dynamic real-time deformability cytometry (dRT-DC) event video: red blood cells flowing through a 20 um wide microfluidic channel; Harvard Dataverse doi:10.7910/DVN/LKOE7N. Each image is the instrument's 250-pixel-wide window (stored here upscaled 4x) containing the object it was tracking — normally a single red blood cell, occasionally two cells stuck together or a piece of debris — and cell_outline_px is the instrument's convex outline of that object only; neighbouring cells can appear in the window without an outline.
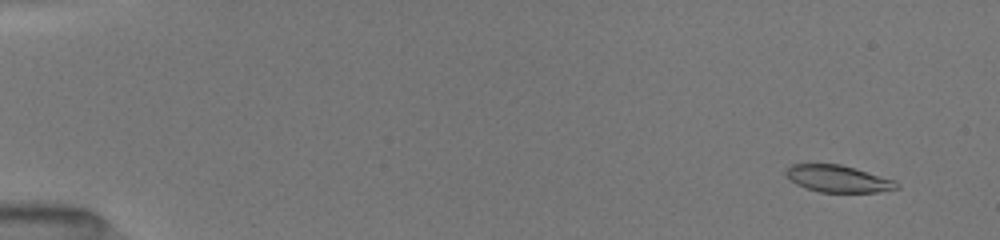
{"species": "common noctule bat (a hibernating species)", "species_latin": "Nyctalus noctula", "temperature_condition": "room temperature", "stored_images_in_passage": 52, "camera_frame_rate_fps": 3000, "um_per_image_px": 0.085, "animal": {"sex": "female", "body_mass_g": 19.5, "forearm_length_mm": 54.1}, "frame": {"image": 1, "passage_image": 4, "time_ms": 1.0, "image_size_px": [1000, 240], "cell_outline_px": [[900, 188], [876, 192], [820, 192], [796, 184], [784, 172], [792, 164], [840, 164], [896, 180], [900, 184]], "centroid_in_image_um": [71.29, 15.19], "position_along_channel_um": 13.7, "area_um2": 17.22}}
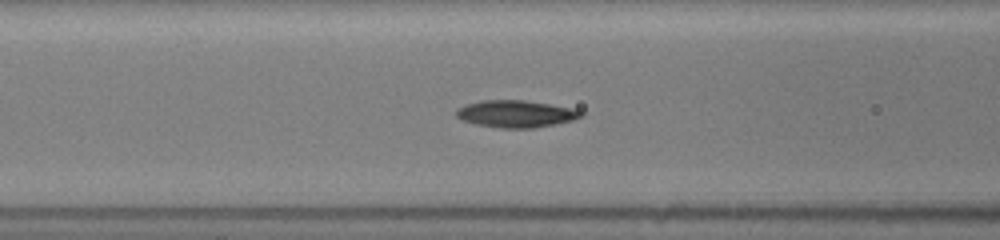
{"frame": {"image": 2, "passage_image": 23, "time_ms": 7.333, "image_size_px": [1000, 240], "cell_outline_px": [[584, 116], [572, 120], [556, 124], [532, 128], [500, 128], [476, 124], [464, 120], [456, 116], [456, 108], [464, 104], [480, 100], [524, 100], [572, 108], [584, 112]], "centroid_in_image_um": [43.83, 9.67], "position_along_channel_um": 122.8, "area_um2": 19.71}}
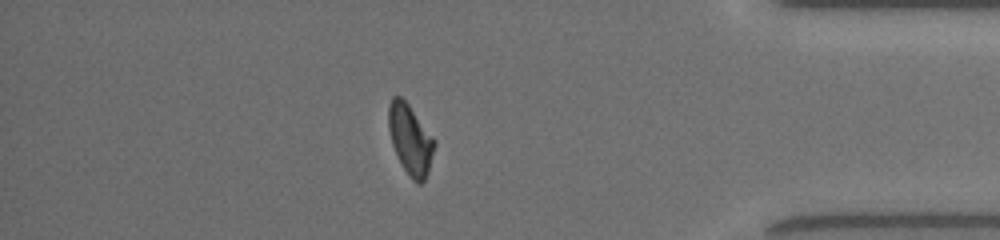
{"frame": {"image": 3, "passage_image": 46, "time_ms": 15.0, "image_size_px": [1000, 240], "cell_outline_px": [[436, 144], [428, 172], [424, 180], [420, 184], [416, 184], [412, 180], [404, 168], [392, 144], [388, 128], [388, 104], [392, 96], [400, 96], [408, 104], [436, 140]], "centroid_in_image_um": [34.88, 11.84], "position_along_channel_um": 400.3, "area_um2": 18.67}, "authors_computed_cell_mechanics": {"area_um2": 18.785, "velocity_mm_per_s": 3.9933, "shape_relaxation_time_tau1_ms": 2.5623, "shape_relaxation_time_tau2_ms": 5.3158, "deformation_change_tau1": 0.1334, "deformation_change_tau2": 0.0967}}